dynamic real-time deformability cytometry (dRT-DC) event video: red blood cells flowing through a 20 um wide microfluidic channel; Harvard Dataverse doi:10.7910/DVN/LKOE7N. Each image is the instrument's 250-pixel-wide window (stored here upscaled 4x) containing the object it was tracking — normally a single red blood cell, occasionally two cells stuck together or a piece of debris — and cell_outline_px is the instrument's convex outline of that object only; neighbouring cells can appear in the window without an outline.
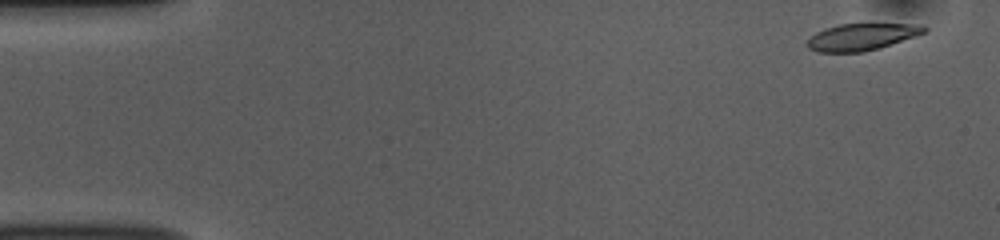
{"species": "common noctule bat (a hibernating species)", "species_latin": "Nyctalus noctula", "temperature_condition": "room temperature", "stored_images_in_passage": 52, "camera_frame_rate_fps": 3000, "um_per_image_px": 0.085, "animal": {"sex": "female", "body_mass_g": 10.0, "forearm_length_mm": 53.1}, "frame": {"image": 1, "passage_image": 2, "time_ms": 0.333, "image_size_px": [1000, 240], "cell_outline_px": [[928, 28], [924, 32], [916, 36], [880, 48], [864, 52], [816, 52], [808, 48], [804, 44], [816, 32], [824, 28], [840, 24], [872, 20], [920, 24]], "centroid_in_image_um": [73.29, 3.07], "position_along_channel_um": 11.7, "area_um2": 19.54}}
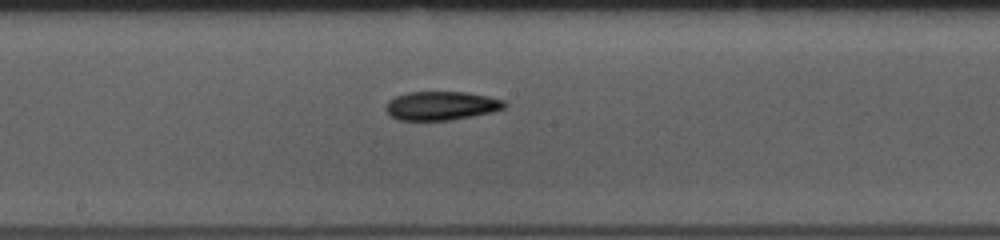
{"frame": {"image": 2, "passage_image": 27, "time_ms": 8.667, "image_size_px": [1000, 240], "cell_outline_px": [[508, 104], [504, 108], [492, 112], [452, 120], [400, 120], [392, 116], [384, 108], [388, 100], [396, 96], [408, 92], [464, 92], [488, 96], [504, 100]], "centroid_in_image_um": [37.52, 8.98], "position_along_channel_um": 210.7, "area_um2": 19.88}}
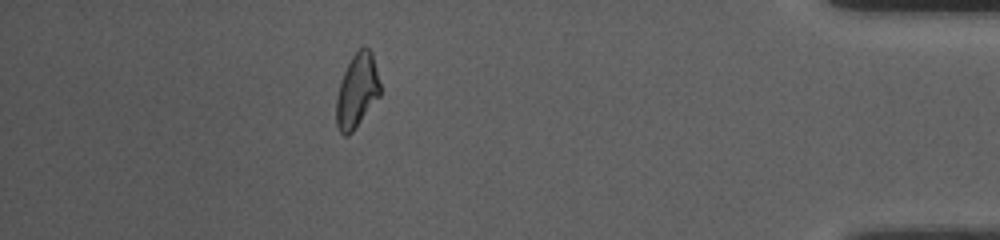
{"frame": {"image": 3, "passage_image": 46, "time_ms": 15.0, "image_size_px": [1000, 240], "cell_outline_px": [[380, 96], [356, 128], [348, 136], [344, 136], [340, 132], [336, 124], [336, 96], [344, 72], [352, 56], [364, 44], [372, 52], [380, 84]], "centroid_in_image_um": [30.34, 7.74], "position_along_channel_um": 404.9, "area_um2": 18.96}, "authors_computed_cell_mechanics": {"area_um2": 19.4497, "velocity_mm_per_s": 3.7995, "shape_relaxation_time_tau1_ms": 5.3703, "shape_relaxation_time_tau2_ms": 9.215, "deformation_change_tau1": 0.1756, "deformation_change_tau2": 0.1666}}